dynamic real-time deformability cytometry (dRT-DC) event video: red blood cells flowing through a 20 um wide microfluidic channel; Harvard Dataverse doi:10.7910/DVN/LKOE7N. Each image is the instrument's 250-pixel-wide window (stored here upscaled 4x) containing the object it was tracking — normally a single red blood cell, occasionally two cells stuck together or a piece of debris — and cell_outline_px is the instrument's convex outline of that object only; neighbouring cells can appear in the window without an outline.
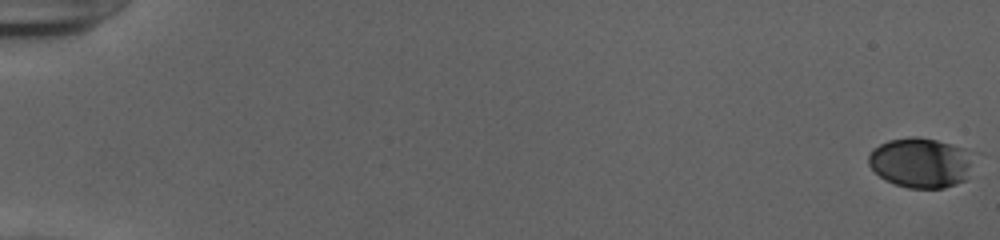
{"species": "human", "species_latin": "Homo sapiens", "temperature_condition": "cold", "stored_images_in_passage": 54, "camera_frame_rate_fps": 3000, "um_per_image_px": 0.085, "donor": {"sex": "female"}, "frame": {"image": 1, "passage_image": 1, "time_ms": 0.0, "image_size_px": [1000, 240], "cell_outline_px": [[984, 152], [964, 180], [956, 184], [944, 188], [908, 188], [896, 184], [880, 176], [868, 164], [868, 156], [872, 148], [888, 140], [908, 136], [916, 136], [936, 140]], "centroid_in_image_um": [78.42, 13.79], "position_along_channel_um": 6.6, "area_um2": 31.79}}
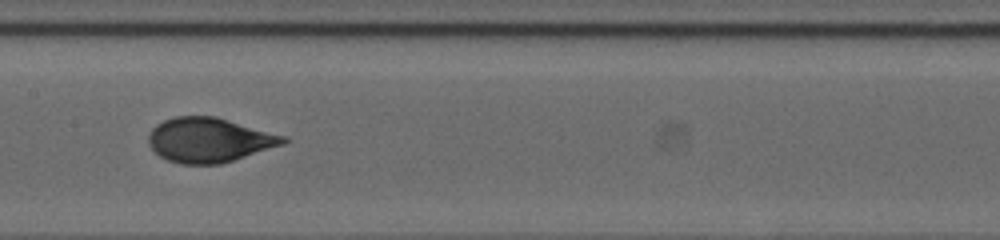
{"frame": {"image": 2, "passage_image": 30, "time_ms": 9.667, "image_size_px": [1000, 240], "cell_outline_px": [[288, 140], [284, 144], [220, 164], [180, 164], [168, 160], [160, 156], [148, 144], [148, 136], [152, 128], [156, 124], [164, 120], [176, 116], [216, 116], [288, 136]], "centroid_in_image_um": [17.79, 11.89], "position_along_channel_um": 189.6, "area_um2": 35.08}}
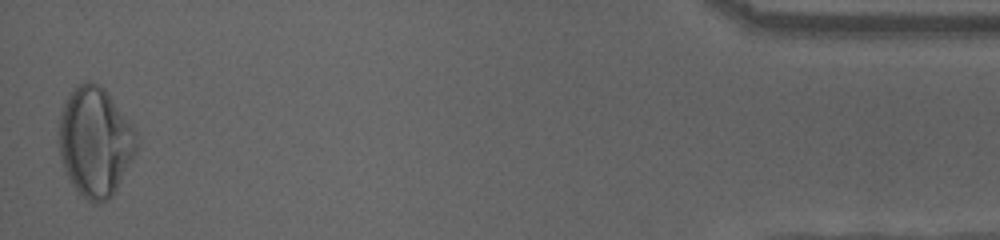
{"frame": {"image": 3, "passage_image": 54, "time_ms": 17.667, "image_size_px": [1000, 240], "cell_outline_px": [[136, 152], [112, 196], [108, 200], [96, 204], [92, 204], [76, 192], [64, 168], [60, 156], [60, 112], [68, 92], [84, 80], [88, 80], [104, 88], [132, 124], [136, 132]], "centroid_in_image_um": [8.07, 12.05], "position_along_channel_um": 427.1, "area_um2": 49.48}, "authors_computed_cell_mechanics": {"area_um2": 34.6222, "velocity_mm_per_s": 3.9314, "shape_relaxation_time_tau1_ms": 4.5181, "shape_relaxation_time_tau2_ms": null, "deformation_change_tau1": 0.1783, "deformation_change_tau2": null}}